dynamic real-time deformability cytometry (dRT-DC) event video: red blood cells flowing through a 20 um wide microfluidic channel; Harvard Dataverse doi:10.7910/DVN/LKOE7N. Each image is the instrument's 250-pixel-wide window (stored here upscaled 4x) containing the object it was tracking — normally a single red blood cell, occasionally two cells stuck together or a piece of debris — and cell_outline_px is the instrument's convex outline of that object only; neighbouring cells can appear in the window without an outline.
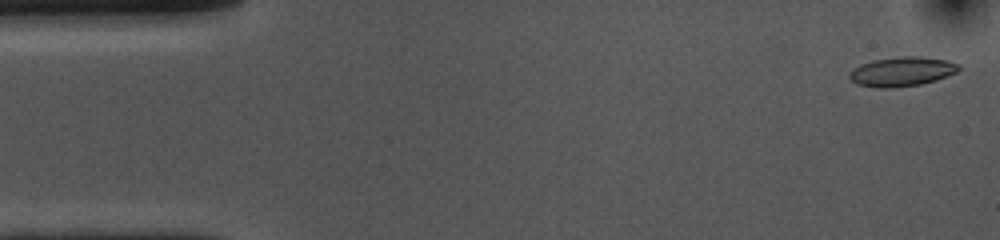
{"species": "common noctule bat (a hibernating species)", "species_latin": "Nyctalus noctula", "temperature_condition": "cold", "stored_images_in_passage": 53, "camera_frame_rate_fps": 3000, "um_per_image_px": 0.085, "animal": {"sex": "female", "body_mass_g": 10.0, "forearm_length_mm": 53.1}, "frame": {"image": 1, "passage_image": 1, "time_ms": 0.0, "image_size_px": [1000, 240], "cell_outline_px": [[960, 68], [956, 72], [936, 80], [920, 84], [892, 88], [876, 88], [856, 84], [848, 76], [848, 72], [852, 68], [872, 60], [900, 56], [924, 56], [948, 60], [960, 64]], "centroid_in_image_um": [76.64, 6.07], "position_along_channel_um": 8.4, "area_um2": 18.96}}
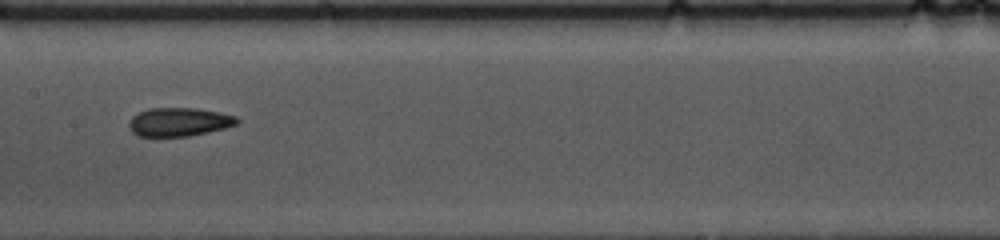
{"frame": {"image": 2, "passage_image": 25, "time_ms": 8.0, "image_size_px": [1000, 240], "cell_outline_px": [[240, 120], [236, 124], [224, 128], [208, 132], [188, 136], [140, 136], [132, 132], [128, 128], [128, 124], [132, 116], [148, 108], [196, 108], [220, 112], [236, 116]], "centroid_in_image_um": [15.21, 10.36], "position_along_channel_um": 192.2, "area_um2": 17.98}}
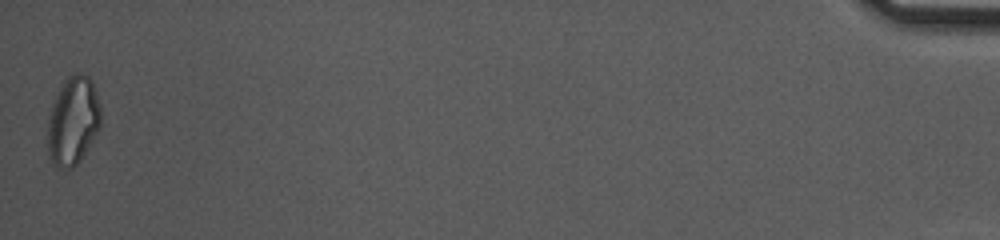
{"frame": {"image": 3, "passage_image": 53, "time_ms": 17.333, "image_size_px": [1000, 240], "cell_outline_px": [[100, 128], [80, 160], [68, 172], [56, 168], [52, 164], [48, 156], [48, 116], [52, 104], [64, 80], [68, 76], [76, 72], [80, 72], [88, 76], [92, 80], [100, 104]], "centroid_in_image_um": [6.19, 10.3], "position_along_channel_um": 429.0, "area_um2": 27.74}, "authors_computed_cell_mechanics": {"area_um2": 18.3804, "velocity_mm_per_s": 3.6274, "shape_relaxation_time_tau1_ms": 5.7844, "shape_relaxation_time_tau2_ms": 3.4156, "deformation_change_tau1": 0.1519, "deformation_change_tau2": 0.1078}}